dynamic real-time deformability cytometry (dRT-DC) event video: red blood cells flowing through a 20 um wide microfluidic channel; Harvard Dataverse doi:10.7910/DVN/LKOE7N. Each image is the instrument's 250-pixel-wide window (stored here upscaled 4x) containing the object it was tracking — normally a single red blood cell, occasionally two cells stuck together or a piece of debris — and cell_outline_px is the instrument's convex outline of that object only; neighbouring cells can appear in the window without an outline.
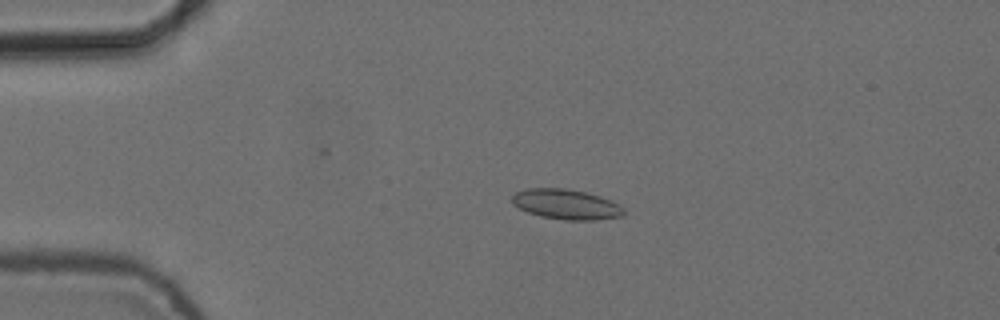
{"species": "common noctule bat (a hibernating species)", "species_latin": "Nyctalus noctula", "temperature_condition": "cold", "stored_images_in_passage": 4, "camera_frame_rate_fps": 3000, "um_per_image_px": 0.085, "animal": {"sex": "female", "body_mass_g": 24.6, "forearm_length_mm": 56.2}, "frame": {"image": 1, "passage_image": 3, "time_ms": 0.667, "image_size_px": [1000, 320], "cell_outline_px": [[624, 216], [596, 220], [564, 220], [540, 216], [528, 212], [512, 204], [512, 196], [516, 192], [528, 188], [564, 188], [584, 192], [600, 196], [612, 200], [624, 208]], "centroid_in_image_um": [48.14, 17.37], "position_along_channel_um": 36.9, "area_um2": 19.65}}